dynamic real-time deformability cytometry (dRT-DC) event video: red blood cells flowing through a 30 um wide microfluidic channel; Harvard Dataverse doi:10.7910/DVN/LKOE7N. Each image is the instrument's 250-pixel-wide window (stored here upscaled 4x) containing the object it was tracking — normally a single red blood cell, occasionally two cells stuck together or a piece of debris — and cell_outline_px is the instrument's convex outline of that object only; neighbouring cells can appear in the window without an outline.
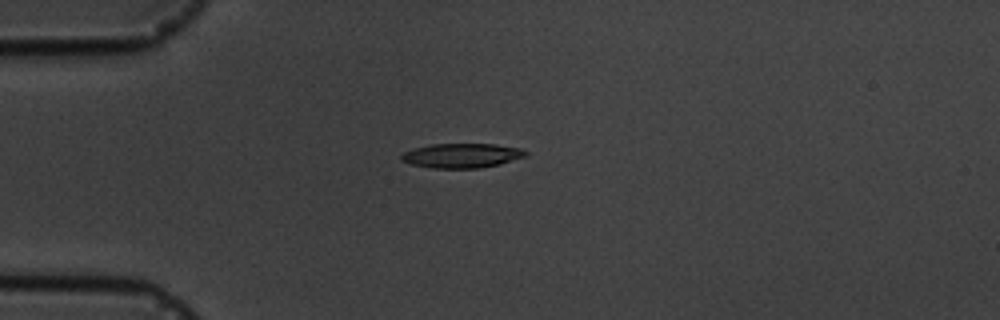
{"species": "common noctule bat (a hibernating species)", "species_latin": "Nyctalus noctula", "temperature_condition": "cold", "stored_images_in_passage": 6, "camera_frame_rate_fps": 3000, "um_per_image_px": 0.085, "animal": {"sex": "male", "body_mass_g": 19.5, "forearm_length_mm": 54.6}, "frame": {"image": 1, "passage_image": 2, "time_ms": 2.0, "image_size_px": [1000, 320], "cell_outline_px": [[528, 156], [500, 164], [480, 168], [432, 168], [412, 164], [400, 160], [400, 156], [404, 152], [412, 148], [432, 144], [496, 144], [520, 148], [528, 152]], "centroid_in_image_um": [39.27, 13.22], "position_along_channel_um": 45.7, "area_um2": 17.86}}
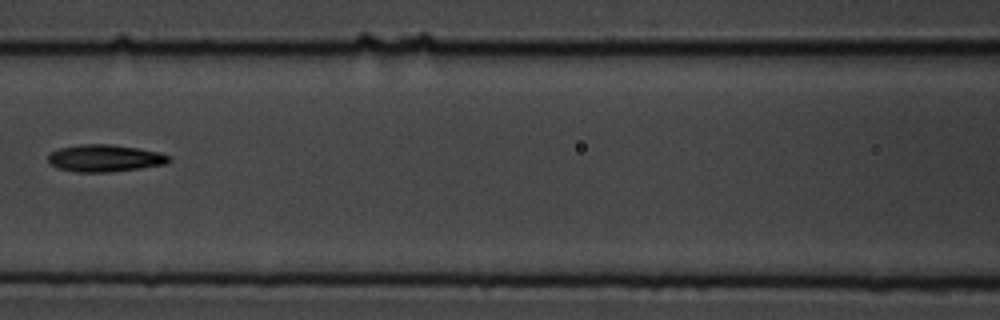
{"frame": {"image": 2, "passage_image": 5, "time_ms": 5.667, "image_size_px": [1000, 320], "cell_outline_px": [[172, 160], [164, 164], [140, 168], [108, 172], [76, 172], [56, 168], [48, 160], [48, 156], [52, 152], [60, 148], [80, 144], [112, 144], [160, 152], [172, 156]], "centroid_in_image_um": [8.93, 13.44], "position_along_channel_um": 157.7, "area_um2": 19.07}}
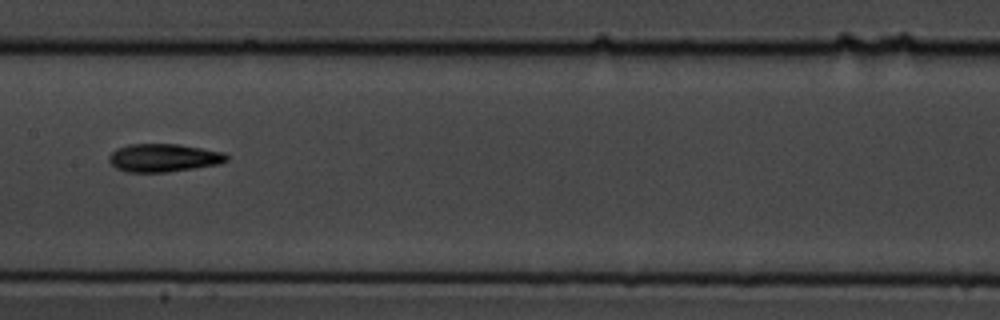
{"frame": {"image": 3, "passage_image": 6, "time_ms": 6.667, "image_size_px": [1000, 320], "cell_outline_px": [[228, 160], [220, 164], [168, 172], [128, 172], [116, 168], [108, 160], [108, 156], [116, 148], [128, 144], [180, 144], [224, 152], [228, 156]], "centroid_in_image_um": [13.91, 13.41], "position_along_channel_um": 193.5, "area_um2": 19.36}}